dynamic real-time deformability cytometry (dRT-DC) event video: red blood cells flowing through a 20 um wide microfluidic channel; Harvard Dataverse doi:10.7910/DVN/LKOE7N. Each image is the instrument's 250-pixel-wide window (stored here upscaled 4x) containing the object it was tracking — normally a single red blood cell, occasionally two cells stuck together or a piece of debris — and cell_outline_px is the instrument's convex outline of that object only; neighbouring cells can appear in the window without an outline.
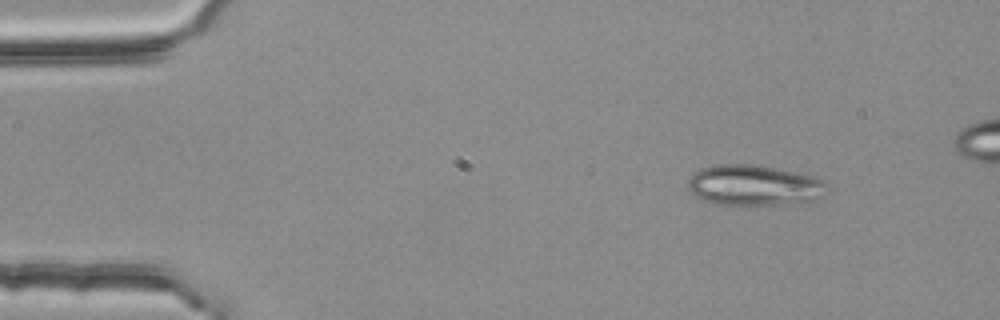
{"species": "common noctule bat (a hibernating species)", "species_latin": "Nyctalus noctula", "temperature_condition": "room temperature", "stored_images_in_passage": 4, "camera_frame_rate_fps": 3000, "um_per_image_px": 0.085, "animal": {"sex": "female", "body_mass_g": 25.1}, "frame": {"image": 1, "passage_image": 1, "time_ms": 0.0, "image_size_px": [1000, 320], "cell_outline_px": [[824, 196], [812, 200], [776, 204], [720, 204], [704, 200], [696, 196], [688, 188], [688, 180], [700, 168], [716, 164], [756, 164], [812, 176], [820, 180], [824, 184]], "centroid_in_image_um": [64.03, 15.73], "position_along_channel_um": 21.0, "area_um2": 32.14}}